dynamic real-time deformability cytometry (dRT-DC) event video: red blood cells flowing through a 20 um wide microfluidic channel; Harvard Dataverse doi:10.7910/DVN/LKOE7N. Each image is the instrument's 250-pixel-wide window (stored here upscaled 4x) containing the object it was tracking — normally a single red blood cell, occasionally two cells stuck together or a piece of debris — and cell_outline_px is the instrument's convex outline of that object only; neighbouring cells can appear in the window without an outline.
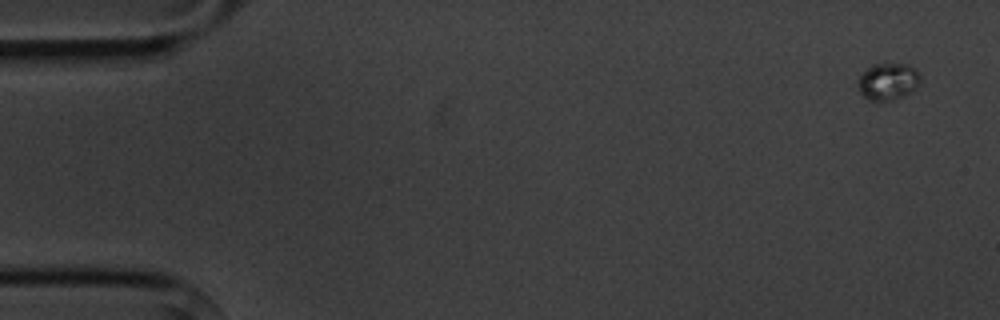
{"species": "common noctule bat (a hibernating species)", "species_latin": "Nyctalus noctula", "temperature_condition": "cold", "stored_images_in_passage": 6, "camera_frame_rate_fps": 3000, "um_per_image_px": 0.085, "animal": {"sex": "male", "body_mass_g": 20.1, "forearm_length_mm": 53.5}, "frame": {"image": 1, "passage_image": 1, "time_ms": 0.0, "image_size_px": [1000, 320], "cell_outline_px": [[920, 84], [912, 92], [892, 100], [868, 100], [860, 92], [856, 84], [856, 80], [872, 64], [908, 64], [916, 68], [920, 76]], "centroid_in_image_um": [75.49, 6.92], "position_along_channel_um": 9.5, "area_um2": 13.53}}
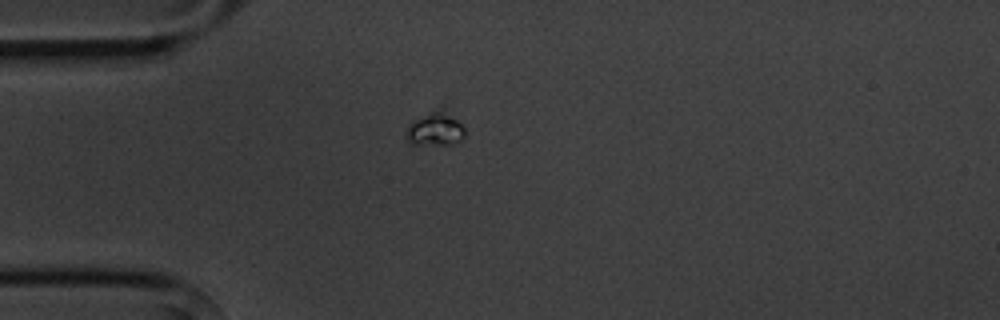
{"frame": {"image": 2, "passage_image": 4, "time_ms": 4.333, "image_size_px": [1000, 320], "cell_outline_px": [[464, 136], [456, 144], [412, 144], [404, 136], [404, 132], [408, 124], [412, 120], [432, 112], [456, 120], [464, 128]], "centroid_in_image_um": [36.9, 11.07], "position_along_channel_um": 48.1, "area_um2": 10.69}}